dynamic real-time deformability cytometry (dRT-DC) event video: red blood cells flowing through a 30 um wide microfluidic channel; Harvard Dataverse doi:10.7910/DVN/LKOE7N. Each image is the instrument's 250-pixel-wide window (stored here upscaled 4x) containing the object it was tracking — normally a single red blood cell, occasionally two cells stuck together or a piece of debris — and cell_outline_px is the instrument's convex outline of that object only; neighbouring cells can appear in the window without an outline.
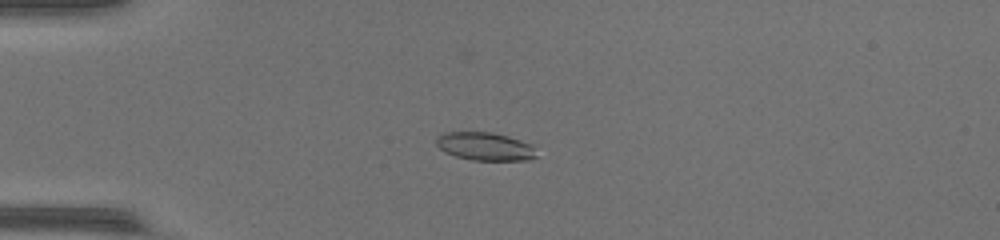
{"species": "common noctule bat (a hibernating species)", "species_latin": "Nyctalus noctula", "temperature_condition": "warm", "stored_images_in_passage": 52, "camera_frame_rate_fps": 3000, "um_per_image_px": 0.085, "animal": {"sex": "female", "body_mass_g": 17.0, "forearm_length_mm": 48.0}, "frame": {"image": 1, "passage_image": 14, "time_ms": 4.333, "image_size_px": [1000, 240], "cell_outline_px": [[536, 156], [528, 160], [472, 160], [456, 156], [444, 152], [436, 144], [436, 140], [444, 132], [488, 132], [508, 136], [532, 144]], "centroid_in_image_um": [41.22, 12.44], "position_along_channel_um": 43.8, "area_um2": 16.24}}
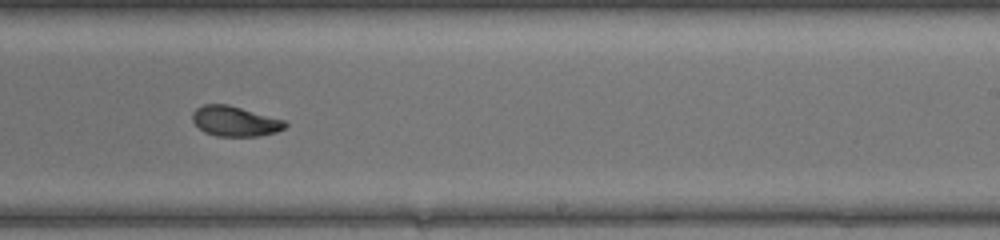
{"frame": {"image": 2, "passage_image": 33, "time_ms": 10.667, "image_size_px": [1000, 240], "cell_outline_px": [[288, 124], [284, 128], [276, 132], [260, 136], [216, 136], [204, 132], [192, 120], [192, 112], [196, 108], [204, 104], [228, 104], [284, 120]], "centroid_in_image_um": [19.96, 10.3], "position_along_channel_um": 269.0, "area_um2": 16.24}}
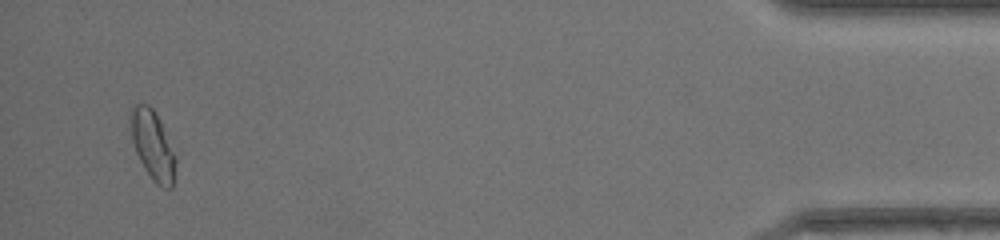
{"frame": {"image": 3, "passage_image": 50, "time_ms": 16.333, "image_size_px": [1000, 240], "cell_outline_px": [[176, 164], [172, 188], [164, 188], [156, 184], [152, 180], [144, 168], [136, 152], [132, 140], [132, 104], [148, 104], [156, 112], [176, 156]], "centroid_in_image_um": [13.01, 12.38], "position_along_channel_um": 422.2, "area_um2": 17.86}}